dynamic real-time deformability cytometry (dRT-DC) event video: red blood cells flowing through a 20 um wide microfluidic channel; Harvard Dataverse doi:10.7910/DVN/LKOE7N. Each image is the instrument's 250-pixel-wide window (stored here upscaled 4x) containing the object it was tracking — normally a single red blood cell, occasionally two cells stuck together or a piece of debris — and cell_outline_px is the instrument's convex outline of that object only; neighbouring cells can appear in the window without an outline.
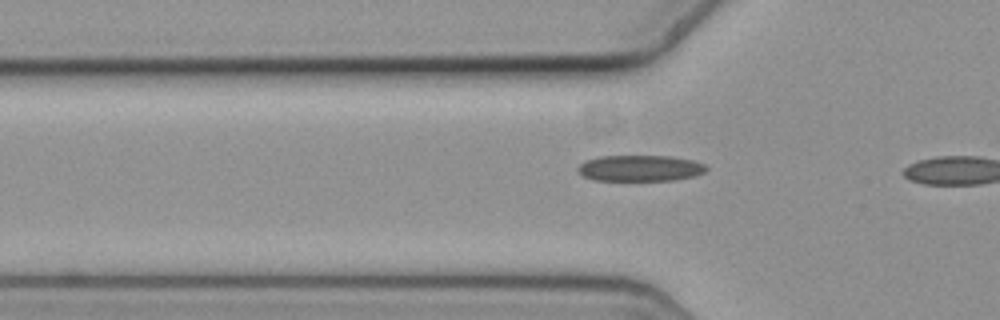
{"species": "common noctule bat (a hibernating species)", "species_latin": "Nyctalus noctula", "temperature_condition": "cold", "stored_images_in_passage": 15, "camera_frame_rate_fps": 3000, "um_per_image_px": 0.085, "animal": {"sex": "female", "body_mass_g": 19.3, "forearm_length_mm": 54.1}, "frame": {"image": 1, "passage_image": 13, "time_ms": 4.0, "image_size_px": [1000, 320], "cell_outline_px": [[708, 168], [704, 172], [696, 176], [676, 180], [592, 180], [584, 176], [576, 168], [584, 160], [600, 156], [672, 156], [692, 160], [704, 164]], "centroid_in_image_um": [54.41, 14.29], "position_along_channel_um": 71.4, "area_um2": 19.59}}